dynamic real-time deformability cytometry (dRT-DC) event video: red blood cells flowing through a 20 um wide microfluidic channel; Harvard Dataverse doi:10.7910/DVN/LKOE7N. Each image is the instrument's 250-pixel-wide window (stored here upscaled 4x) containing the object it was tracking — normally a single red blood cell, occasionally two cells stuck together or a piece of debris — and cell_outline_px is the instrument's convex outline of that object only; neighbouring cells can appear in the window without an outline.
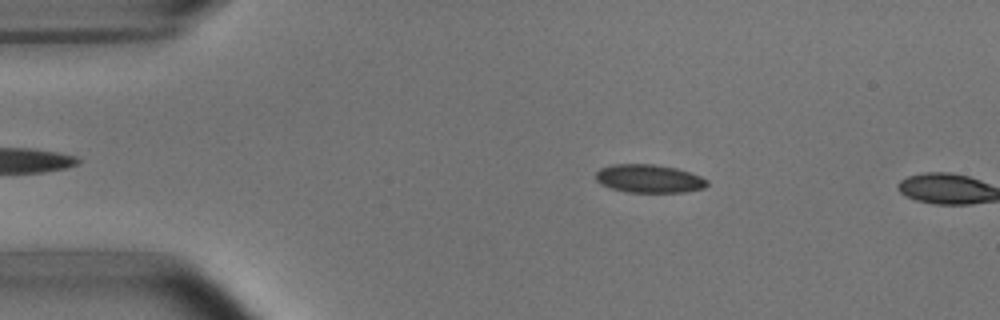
{"species": "common noctule bat (a hibernating species)", "species_latin": "Nyctalus noctula", "temperature_condition": "room temperature", "stored_images_in_passage": 2, "camera_frame_rate_fps": 3000, "um_per_image_px": 0.085, "animal": {"sex": "male", "body_mass_g": 15.6}, "frame": {"image": 1, "passage_image": 1, "time_ms": 0.0, "image_size_px": [1000, 320], "cell_outline_px": [[708, 184], [704, 188], [684, 192], [628, 192], [612, 188], [600, 184], [596, 180], [596, 172], [600, 168], [612, 164], [656, 164], [676, 168], [700, 176], [708, 180]], "centroid_in_image_um": [55.16, 15.18], "position_along_channel_um": 29.8, "area_um2": 18.32}}